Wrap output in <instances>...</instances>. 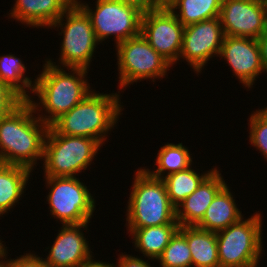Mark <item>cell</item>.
Wrapping results in <instances>:
<instances>
[{
  "instance_id": "ba28073f",
  "label": "cell",
  "mask_w": 267,
  "mask_h": 267,
  "mask_svg": "<svg viewBox=\"0 0 267 267\" xmlns=\"http://www.w3.org/2000/svg\"><path fill=\"white\" fill-rule=\"evenodd\" d=\"M44 177L51 188L47 196L51 215L63 225L89 223L96 201L87 186L77 177Z\"/></svg>"
},
{
  "instance_id": "44dd1931",
  "label": "cell",
  "mask_w": 267,
  "mask_h": 267,
  "mask_svg": "<svg viewBox=\"0 0 267 267\" xmlns=\"http://www.w3.org/2000/svg\"><path fill=\"white\" fill-rule=\"evenodd\" d=\"M179 224H164L138 229H128L134 240L135 248L139 249L147 258L157 260L170 239L179 230Z\"/></svg>"
},
{
  "instance_id": "d6986e66",
  "label": "cell",
  "mask_w": 267,
  "mask_h": 267,
  "mask_svg": "<svg viewBox=\"0 0 267 267\" xmlns=\"http://www.w3.org/2000/svg\"><path fill=\"white\" fill-rule=\"evenodd\" d=\"M178 231L187 239L192 267H220L216 232L196 226H180Z\"/></svg>"
},
{
  "instance_id": "6da1fadb",
  "label": "cell",
  "mask_w": 267,
  "mask_h": 267,
  "mask_svg": "<svg viewBox=\"0 0 267 267\" xmlns=\"http://www.w3.org/2000/svg\"><path fill=\"white\" fill-rule=\"evenodd\" d=\"M33 113L32 105L24 100L0 119V163L23 166L33 171L37 159H43L49 126Z\"/></svg>"
},
{
  "instance_id": "ac0fdd59",
  "label": "cell",
  "mask_w": 267,
  "mask_h": 267,
  "mask_svg": "<svg viewBox=\"0 0 267 267\" xmlns=\"http://www.w3.org/2000/svg\"><path fill=\"white\" fill-rule=\"evenodd\" d=\"M237 208L235 199L227 184L217 193L212 203L206 209L205 215L196 227L218 232L231 224L238 222L243 216Z\"/></svg>"
},
{
  "instance_id": "3957f363",
  "label": "cell",
  "mask_w": 267,
  "mask_h": 267,
  "mask_svg": "<svg viewBox=\"0 0 267 267\" xmlns=\"http://www.w3.org/2000/svg\"><path fill=\"white\" fill-rule=\"evenodd\" d=\"M120 95L91 92L72 110L61 115L50 127L61 135L83 136L96 139L101 145L109 130L118 123L122 105Z\"/></svg>"
},
{
  "instance_id": "4316f807",
  "label": "cell",
  "mask_w": 267,
  "mask_h": 267,
  "mask_svg": "<svg viewBox=\"0 0 267 267\" xmlns=\"http://www.w3.org/2000/svg\"><path fill=\"white\" fill-rule=\"evenodd\" d=\"M249 119V142L262 152L267 160V107L256 110Z\"/></svg>"
},
{
  "instance_id": "8992f818",
  "label": "cell",
  "mask_w": 267,
  "mask_h": 267,
  "mask_svg": "<svg viewBox=\"0 0 267 267\" xmlns=\"http://www.w3.org/2000/svg\"><path fill=\"white\" fill-rule=\"evenodd\" d=\"M262 224L261 213L256 212L216 232L220 267L258 266L263 248Z\"/></svg>"
},
{
  "instance_id": "1f68e13d",
  "label": "cell",
  "mask_w": 267,
  "mask_h": 267,
  "mask_svg": "<svg viewBox=\"0 0 267 267\" xmlns=\"http://www.w3.org/2000/svg\"><path fill=\"white\" fill-rule=\"evenodd\" d=\"M261 54V60L265 72L267 73V30L257 39Z\"/></svg>"
},
{
  "instance_id": "9a60e30c",
  "label": "cell",
  "mask_w": 267,
  "mask_h": 267,
  "mask_svg": "<svg viewBox=\"0 0 267 267\" xmlns=\"http://www.w3.org/2000/svg\"><path fill=\"white\" fill-rule=\"evenodd\" d=\"M88 223L62 225L57 237L50 247L44 264L51 267H80L93 260L81 228L87 229Z\"/></svg>"
},
{
  "instance_id": "2e32d148",
  "label": "cell",
  "mask_w": 267,
  "mask_h": 267,
  "mask_svg": "<svg viewBox=\"0 0 267 267\" xmlns=\"http://www.w3.org/2000/svg\"><path fill=\"white\" fill-rule=\"evenodd\" d=\"M226 184L221 173L215 168L197 189L177 206L176 220L179 226H196L217 193Z\"/></svg>"
},
{
  "instance_id": "d4e9b609",
  "label": "cell",
  "mask_w": 267,
  "mask_h": 267,
  "mask_svg": "<svg viewBox=\"0 0 267 267\" xmlns=\"http://www.w3.org/2000/svg\"><path fill=\"white\" fill-rule=\"evenodd\" d=\"M26 67L13 54L0 56V80L17 93L23 100H29L27 89L33 91L35 81L25 76Z\"/></svg>"
},
{
  "instance_id": "484cf974",
  "label": "cell",
  "mask_w": 267,
  "mask_h": 267,
  "mask_svg": "<svg viewBox=\"0 0 267 267\" xmlns=\"http://www.w3.org/2000/svg\"><path fill=\"white\" fill-rule=\"evenodd\" d=\"M161 267H192L187 239L177 231L162 254L157 258Z\"/></svg>"
},
{
  "instance_id": "277c9868",
  "label": "cell",
  "mask_w": 267,
  "mask_h": 267,
  "mask_svg": "<svg viewBox=\"0 0 267 267\" xmlns=\"http://www.w3.org/2000/svg\"><path fill=\"white\" fill-rule=\"evenodd\" d=\"M134 175V184L127 202L126 227L138 229L179 224L176 208L170 202L163 180L152 177L141 167Z\"/></svg>"
},
{
  "instance_id": "ffe728a7",
  "label": "cell",
  "mask_w": 267,
  "mask_h": 267,
  "mask_svg": "<svg viewBox=\"0 0 267 267\" xmlns=\"http://www.w3.org/2000/svg\"><path fill=\"white\" fill-rule=\"evenodd\" d=\"M30 175L31 170L26 167L0 163V216L21 199Z\"/></svg>"
},
{
  "instance_id": "4fadbf2b",
  "label": "cell",
  "mask_w": 267,
  "mask_h": 267,
  "mask_svg": "<svg viewBox=\"0 0 267 267\" xmlns=\"http://www.w3.org/2000/svg\"><path fill=\"white\" fill-rule=\"evenodd\" d=\"M219 17L226 36L258 39L267 30V0H222Z\"/></svg>"
},
{
  "instance_id": "5b68a950",
  "label": "cell",
  "mask_w": 267,
  "mask_h": 267,
  "mask_svg": "<svg viewBox=\"0 0 267 267\" xmlns=\"http://www.w3.org/2000/svg\"><path fill=\"white\" fill-rule=\"evenodd\" d=\"M101 146L96 139L61 135L49 126L43 151L45 176L76 177L91 165Z\"/></svg>"
},
{
  "instance_id": "f546056e",
  "label": "cell",
  "mask_w": 267,
  "mask_h": 267,
  "mask_svg": "<svg viewBox=\"0 0 267 267\" xmlns=\"http://www.w3.org/2000/svg\"><path fill=\"white\" fill-rule=\"evenodd\" d=\"M117 267H152L148 261L142 260L139 257H133L132 255L122 254L119 256ZM112 263V267H115Z\"/></svg>"
},
{
  "instance_id": "8fae6325",
  "label": "cell",
  "mask_w": 267,
  "mask_h": 267,
  "mask_svg": "<svg viewBox=\"0 0 267 267\" xmlns=\"http://www.w3.org/2000/svg\"><path fill=\"white\" fill-rule=\"evenodd\" d=\"M184 26L167 6L142 15L140 34L171 65L179 60Z\"/></svg>"
},
{
  "instance_id": "f1b7e54d",
  "label": "cell",
  "mask_w": 267,
  "mask_h": 267,
  "mask_svg": "<svg viewBox=\"0 0 267 267\" xmlns=\"http://www.w3.org/2000/svg\"><path fill=\"white\" fill-rule=\"evenodd\" d=\"M33 253H26L17 259H10L9 267H43V258Z\"/></svg>"
},
{
  "instance_id": "7c38bea8",
  "label": "cell",
  "mask_w": 267,
  "mask_h": 267,
  "mask_svg": "<svg viewBox=\"0 0 267 267\" xmlns=\"http://www.w3.org/2000/svg\"><path fill=\"white\" fill-rule=\"evenodd\" d=\"M224 37L220 17L185 26L179 59L186 60L196 74L201 73L214 55L219 56Z\"/></svg>"
},
{
  "instance_id": "d6a6232c",
  "label": "cell",
  "mask_w": 267,
  "mask_h": 267,
  "mask_svg": "<svg viewBox=\"0 0 267 267\" xmlns=\"http://www.w3.org/2000/svg\"><path fill=\"white\" fill-rule=\"evenodd\" d=\"M7 247L5 248L4 244L0 246V267H9V259L6 260L7 258ZM5 259V260H4ZM4 260V261H3Z\"/></svg>"
},
{
  "instance_id": "9c48e42d",
  "label": "cell",
  "mask_w": 267,
  "mask_h": 267,
  "mask_svg": "<svg viewBox=\"0 0 267 267\" xmlns=\"http://www.w3.org/2000/svg\"><path fill=\"white\" fill-rule=\"evenodd\" d=\"M117 65L120 90L138 80L163 78L171 64L162 57L140 34L118 43Z\"/></svg>"
},
{
  "instance_id": "7402d4cb",
  "label": "cell",
  "mask_w": 267,
  "mask_h": 267,
  "mask_svg": "<svg viewBox=\"0 0 267 267\" xmlns=\"http://www.w3.org/2000/svg\"><path fill=\"white\" fill-rule=\"evenodd\" d=\"M221 4L222 0H172L167 7L173 11L178 21L185 27L219 17Z\"/></svg>"
},
{
  "instance_id": "cb8c5ba5",
  "label": "cell",
  "mask_w": 267,
  "mask_h": 267,
  "mask_svg": "<svg viewBox=\"0 0 267 267\" xmlns=\"http://www.w3.org/2000/svg\"><path fill=\"white\" fill-rule=\"evenodd\" d=\"M156 163L158 168L150 171L145 169L152 177L163 179L165 172L169 175L171 173L179 172L188 169L192 165V157L187 147L182 143L172 144L167 143L160 148L157 154ZM164 175V176H163Z\"/></svg>"
},
{
  "instance_id": "603a6c76",
  "label": "cell",
  "mask_w": 267,
  "mask_h": 267,
  "mask_svg": "<svg viewBox=\"0 0 267 267\" xmlns=\"http://www.w3.org/2000/svg\"><path fill=\"white\" fill-rule=\"evenodd\" d=\"M189 167L186 170L171 173L163 177L166 191L171 204L177 208L190 194H192L200 183L215 169L205 171L203 174L195 172Z\"/></svg>"
},
{
  "instance_id": "30bf717a",
  "label": "cell",
  "mask_w": 267,
  "mask_h": 267,
  "mask_svg": "<svg viewBox=\"0 0 267 267\" xmlns=\"http://www.w3.org/2000/svg\"><path fill=\"white\" fill-rule=\"evenodd\" d=\"M75 2L90 18L97 40L102 43L111 35H115L116 45L127 39L140 35L143 13L133 6L119 0H97L93 11L88 4Z\"/></svg>"
},
{
  "instance_id": "7a4b0ae2",
  "label": "cell",
  "mask_w": 267,
  "mask_h": 267,
  "mask_svg": "<svg viewBox=\"0 0 267 267\" xmlns=\"http://www.w3.org/2000/svg\"><path fill=\"white\" fill-rule=\"evenodd\" d=\"M43 71L38 75L31 93L38 96L39 102L29 99L35 113L45 109L48 115L37 116L50 126L61 115L72 110L79 102L92 91L90 83L85 79L88 70L82 68H64L54 66L47 61L43 65ZM40 105V106H39ZM41 106L43 109H40ZM37 110V111H36Z\"/></svg>"
},
{
  "instance_id": "52a82bcc",
  "label": "cell",
  "mask_w": 267,
  "mask_h": 267,
  "mask_svg": "<svg viewBox=\"0 0 267 267\" xmlns=\"http://www.w3.org/2000/svg\"><path fill=\"white\" fill-rule=\"evenodd\" d=\"M65 17V20H64ZM66 21V23L63 21ZM61 27L59 35L63 34L59 63L47 60L54 66L63 68H82L88 70L95 49L99 43L90 18L85 11L76 3L56 21L50 28Z\"/></svg>"
},
{
  "instance_id": "4dcf8cb0",
  "label": "cell",
  "mask_w": 267,
  "mask_h": 267,
  "mask_svg": "<svg viewBox=\"0 0 267 267\" xmlns=\"http://www.w3.org/2000/svg\"><path fill=\"white\" fill-rule=\"evenodd\" d=\"M119 1L129 6L135 7L143 14L159 7V5L154 0H119Z\"/></svg>"
},
{
  "instance_id": "5bb4252c",
  "label": "cell",
  "mask_w": 267,
  "mask_h": 267,
  "mask_svg": "<svg viewBox=\"0 0 267 267\" xmlns=\"http://www.w3.org/2000/svg\"><path fill=\"white\" fill-rule=\"evenodd\" d=\"M220 57L227 61L245 88H251L256 77L265 72L257 39L225 35Z\"/></svg>"
},
{
  "instance_id": "e575fe53",
  "label": "cell",
  "mask_w": 267,
  "mask_h": 267,
  "mask_svg": "<svg viewBox=\"0 0 267 267\" xmlns=\"http://www.w3.org/2000/svg\"><path fill=\"white\" fill-rule=\"evenodd\" d=\"M159 6H167L172 0H154Z\"/></svg>"
},
{
  "instance_id": "e0dca14e",
  "label": "cell",
  "mask_w": 267,
  "mask_h": 267,
  "mask_svg": "<svg viewBox=\"0 0 267 267\" xmlns=\"http://www.w3.org/2000/svg\"><path fill=\"white\" fill-rule=\"evenodd\" d=\"M75 0H16L9 17L28 27H47L56 22Z\"/></svg>"
},
{
  "instance_id": "83f0119b",
  "label": "cell",
  "mask_w": 267,
  "mask_h": 267,
  "mask_svg": "<svg viewBox=\"0 0 267 267\" xmlns=\"http://www.w3.org/2000/svg\"><path fill=\"white\" fill-rule=\"evenodd\" d=\"M24 100L0 80V119L12 112Z\"/></svg>"
},
{
  "instance_id": "836d02e7",
  "label": "cell",
  "mask_w": 267,
  "mask_h": 267,
  "mask_svg": "<svg viewBox=\"0 0 267 267\" xmlns=\"http://www.w3.org/2000/svg\"><path fill=\"white\" fill-rule=\"evenodd\" d=\"M80 267H112V264L101 262V261H96L92 260L84 265H81Z\"/></svg>"
}]
</instances>
